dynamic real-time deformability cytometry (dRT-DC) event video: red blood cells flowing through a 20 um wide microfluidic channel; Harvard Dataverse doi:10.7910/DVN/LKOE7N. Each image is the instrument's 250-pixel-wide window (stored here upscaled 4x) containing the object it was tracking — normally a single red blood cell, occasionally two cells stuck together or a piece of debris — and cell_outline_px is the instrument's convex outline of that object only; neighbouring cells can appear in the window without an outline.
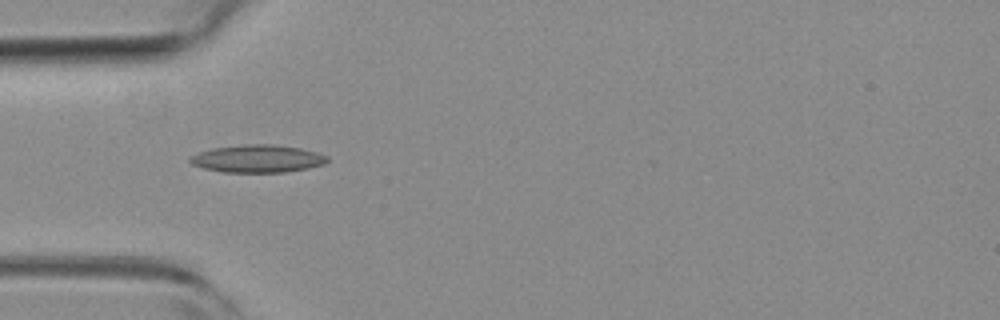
{"species": "common noctule bat (a hibernating species)", "species_latin": "Nyctalus noctula", "temperature_condition": "room temperature", "stored_images_in_passage": 5, "camera_frame_rate_fps": 3000, "um_per_image_px": 0.085, "animal": {"sex": "female", "body_mass_g": 19.3, "forearm_length_mm": 54.1}, "frame": {"image": 1, "passage_image": 3, "time_ms": 0.667, "image_size_px": [1000, 320], "cell_outline_px": [[328, 160], [324, 164], [308, 168], [284, 172], [224, 172], [204, 168], [192, 164], [188, 160], [188, 156], [196, 152], [212, 148], [244, 144], [272, 144], [300, 148], [316, 152], [328, 156]], "centroid_in_image_um": [21.85, 13.48], "position_along_channel_um": 63.2, "area_um2": 22.2}}
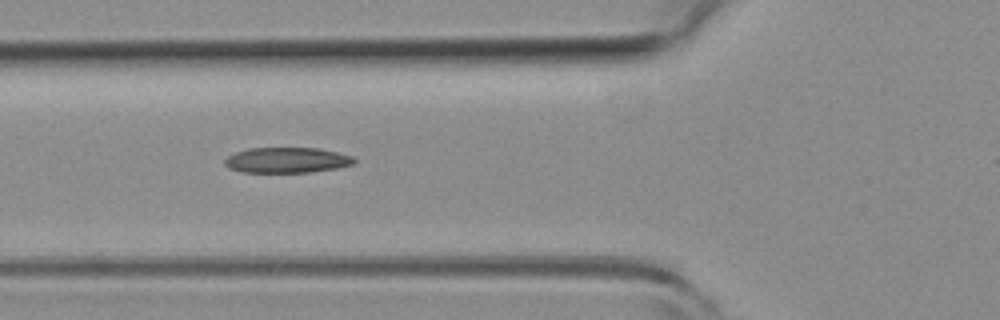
{"frame": {"image": 2, "passage_image": 4, "time_ms": 1.0, "image_size_px": [1000, 320], "cell_outline_px": [[356, 160], [352, 164], [336, 168], [308, 172], [240, 172], [228, 168], [224, 164], [224, 160], [228, 156], [236, 152], [248, 148], [320, 148], [352, 156]], "centroid_in_image_um": [24.34, 13.61], "position_along_channel_um": 101.5, "area_um2": 19.13}}
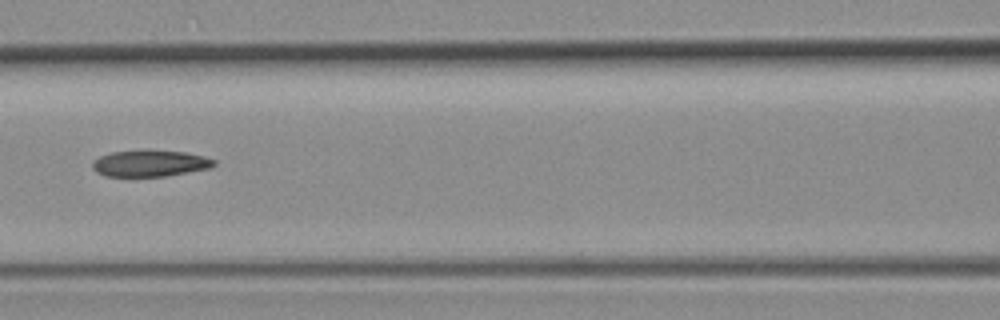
{"frame": {"image": 3, "passage_image": 5, "time_ms": 1.333, "image_size_px": [1000, 320], "cell_outline_px": [[216, 164], [208, 168], [188, 172], [164, 176], [104, 176], [96, 172], [92, 168], [92, 160], [100, 156], [112, 152], [184, 152], [204, 156], [216, 160]], "centroid_in_image_um": [12.72, 13.91], "position_along_channel_um": 153.9, "area_um2": 18.09}}